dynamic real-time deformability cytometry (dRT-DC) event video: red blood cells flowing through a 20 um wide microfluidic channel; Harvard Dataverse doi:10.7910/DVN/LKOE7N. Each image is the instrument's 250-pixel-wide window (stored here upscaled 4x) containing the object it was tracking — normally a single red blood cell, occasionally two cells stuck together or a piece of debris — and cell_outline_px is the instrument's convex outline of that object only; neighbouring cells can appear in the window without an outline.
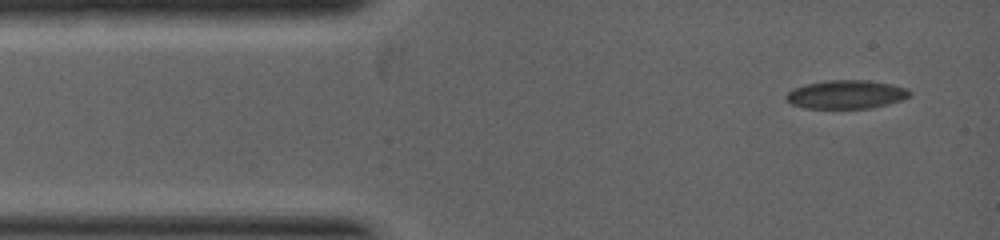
{"species": "common noctule bat (a hibernating species)", "species_latin": "Nyctalus noctula", "temperature_condition": "warm", "stored_images_in_passage": 4, "camera_frame_rate_fps": 5000, "um_per_image_px": 0.085, "animal": {"sex": "female", "body_mass_g": 19.0, "forearm_length_mm": 53.3}, "frame": {"image": 1, "passage_image": 1, "time_ms": 0.0, "image_size_px": [1000, 240], "cell_outline_px": [[912, 92], [908, 96], [900, 100], [888, 104], [868, 108], [804, 108], [792, 104], [784, 100], [784, 96], [792, 88], [804, 84], [824, 80], [868, 80], [892, 84], [908, 88]], "centroid_in_image_um": [71.88, 8.01], "position_along_channel_um": 13.1, "area_um2": 20.75}}
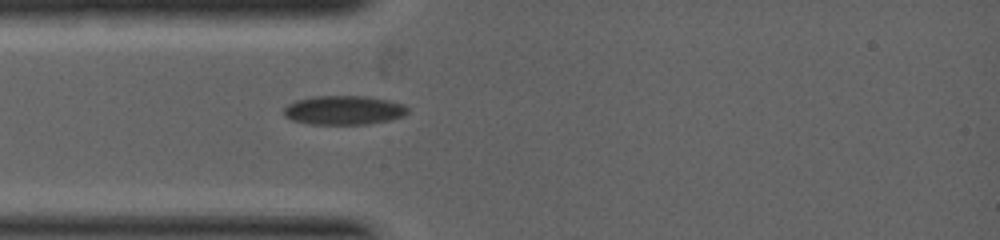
{"frame": {"image": 2, "passage_image": 4, "time_ms": 1.4, "image_size_px": [1000, 240], "cell_outline_px": [[408, 112], [400, 116], [388, 120], [368, 124], [308, 124], [292, 120], [284, 116], [284, 108], [288, 104], [296, 100], [312, 96], [368, 96], [388, 100], [404, 104], [408, 108]], "centroid_in_image_um": [29.19, 9.36], "position_along_channel_um": 55.8, "area_um2": 20.98}}